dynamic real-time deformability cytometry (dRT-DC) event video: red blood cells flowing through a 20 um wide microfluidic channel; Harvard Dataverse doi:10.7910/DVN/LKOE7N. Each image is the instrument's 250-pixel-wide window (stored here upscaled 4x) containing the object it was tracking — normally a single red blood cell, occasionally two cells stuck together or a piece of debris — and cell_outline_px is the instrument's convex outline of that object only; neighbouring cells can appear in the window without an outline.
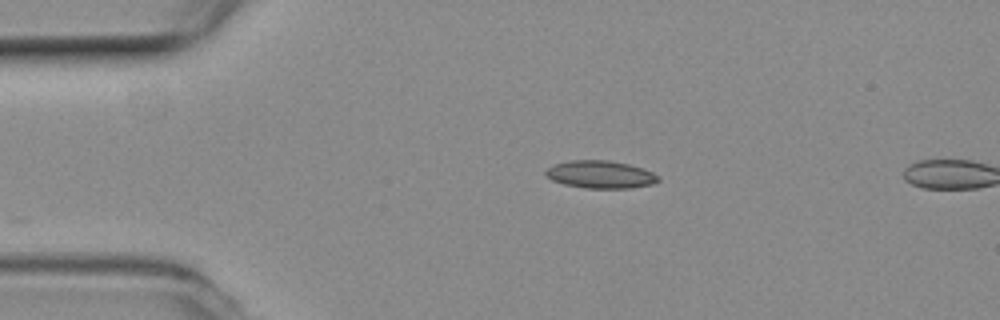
{"species": "common noctule bat (a hibernating species)", "species_latin": "Nyctalus noctula", "temperature_condition": "room temperature", "stored_images_in_passage": 3, "camera_frame_rate_fps": 3000, "um_per_image_px": 0.085, "animal": {"sex": "female", "body_mass_g": 19.3, "forearm_length_mm": 54.1}, "frame": {"image": 1, "passage_image": 1, "time_ms": 0.0, "image_size_px": [1000, 320], "cell_outline_px": [[660, 180], [652, 184], [632, 188], [584, 188], [564, 184], [552, 180], [544, 172], [552, 164], [572, 160], [608, 160], [628, 164], [652, 172], [660, 176]], "centroid_in_image_um": [51.04, 14.83], "position_along_channel_um": 34.0, "area_um2": 18.09}}